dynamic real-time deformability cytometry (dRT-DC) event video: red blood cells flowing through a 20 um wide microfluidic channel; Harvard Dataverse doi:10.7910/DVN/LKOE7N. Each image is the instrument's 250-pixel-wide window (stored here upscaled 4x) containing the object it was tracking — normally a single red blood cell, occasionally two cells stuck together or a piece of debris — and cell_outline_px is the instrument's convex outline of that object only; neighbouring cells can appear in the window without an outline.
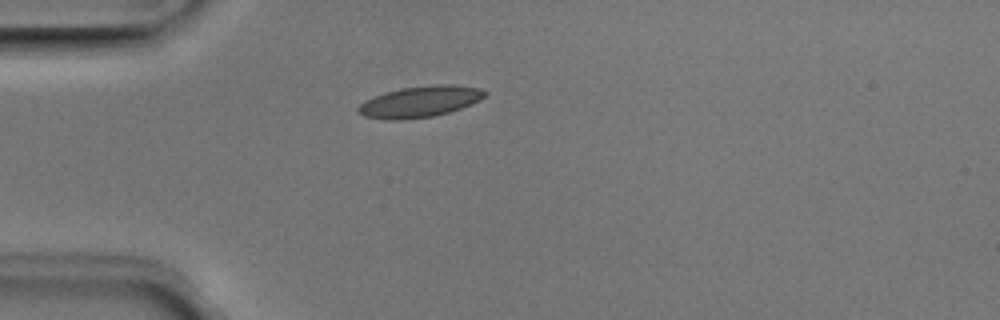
{"species": "Egyptian fruit bat (a non-hibernating species)", "species_latin": "Rousettus aegyptiacus", "temperature_condition": "room temperature", "stored_images_in_passage": 38, "camera_frame_rate_fps": 3000, "um_per_image_px": 0.085, "animal": {"sex": "male"}, "frame": {"image": 1, "passage_image": 1, "time_ms": 0.0, "image_size_px": [1000, 320], "cell_outline_px": [[488, 92], [480, 100], [472, 104], [448, 112], [432, 116], [364, 116], [356, 112], [356, 108], [364, 100], [384, 92], [400, 88], [436, 84], [452, 84], [480, 88]], "centroid_in_image_um": [35.77, 8.56], "position_along_channel_um": 49.2, "area_um2": 21.96}}
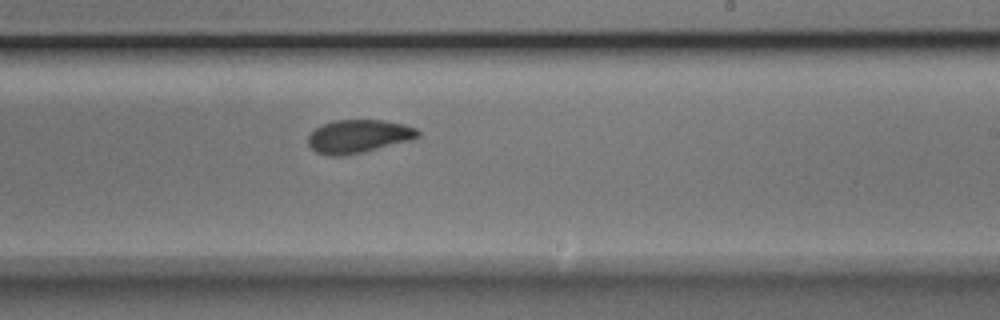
{"frame": {"image": 2, "passage_image": 18, "time_ms": 5.667, "image_size_px": [1000, 320], "cell_outline_px": [[420, 136], [412, 140], [364, 152], [344, 156], [328, 156], [316, 152], [308, 144], [308, 136], [316, 128], [332, 120], [384, 120], [404, 124], [416, 128], [420, 132]], "centroid_in_image_um": [30.49, 11.59], "position_along_channel_um": 258.5, "area_um2": 21.44}}
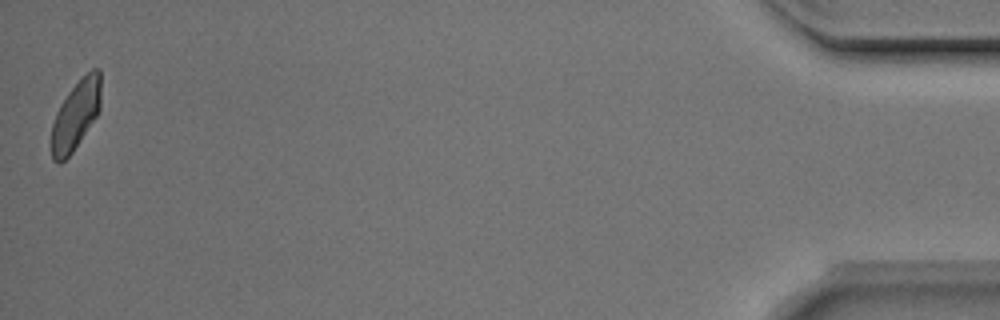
{"frame": {"image": 3, "passage_image": 38, "time_ms": 12.333, "image_size_px": [1000, 320], "cell_outline_px": [[100, 108], [96, 116], [72, 152], [60, 164], [52, 160], [52, 124], [56, 112], [60, 104], [68, 92], [92, 68], [100, 68]], "centroid_in_image_um": [6.43, 9.78], "position_along_channel_um": 428.8, "area_um2": 19.54}, "authors_computed_cell_mechanics": {"area_um2": 21.4727, "velocity_mm_per_s": 3.9429, "shape_relaxation_time_tau1_ms": 2.7283, "shape_relaxation_time_tau2_ms": 1.6977, "deformation_change_tau1": 0.1055, "deformation_change_tau2": 0.046}}